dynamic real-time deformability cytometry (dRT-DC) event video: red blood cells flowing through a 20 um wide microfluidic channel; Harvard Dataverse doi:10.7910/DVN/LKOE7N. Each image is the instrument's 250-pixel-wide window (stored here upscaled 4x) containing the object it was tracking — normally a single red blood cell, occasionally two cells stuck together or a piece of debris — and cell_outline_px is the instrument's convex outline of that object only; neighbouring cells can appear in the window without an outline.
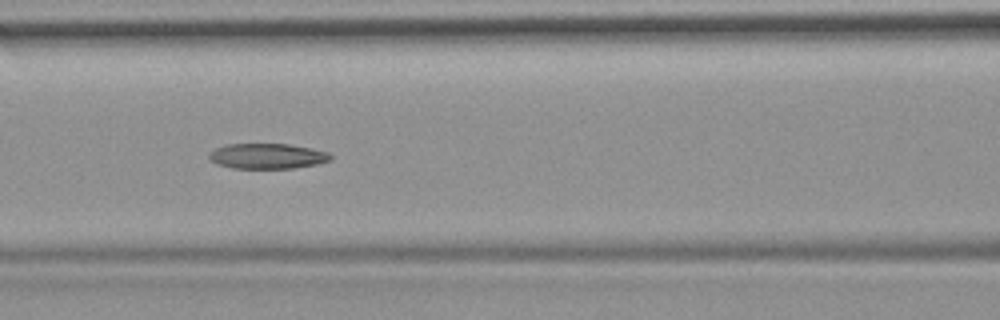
{"species": "common noctule bat (a hibernating species)", "species_latin": "Nyctalus noctula", "temperature_condition": "room temperature", "stored_images_in_passage": 36, "camera_frame_rate_fps": 3000, "um_per_image_px": 0.085, "animal": {"sex": "female", "body_mass_g": 19.9}, "frame": {"image": 1, "passage_image": 11, "time_ms": 3.333, "image_size_px": [1000, 320], "cell_outline_px": [[332, 160], [316, 164], [292, 168], [232, 168], [216, 164], [208, 156], [216, 148], [228, 144], [288, 144], [312, 148], [328, 152], [332, 156]], "centroid_in_image_um": [22.75, 13.27], "position_along_channel_um": 143.8, "area_um2": 17.8}, "authors_computed_cell_mechanics": {"area_um2": 18.9295, "velocity_mm_per_s": 3.7466, "shape_relaxation_time_tau1_ms": null, "shape_relaxation_time_tau2_ms": 7.9296, "deformation_change_tau1": null, "deformation_change_tau2": 0.1629}}